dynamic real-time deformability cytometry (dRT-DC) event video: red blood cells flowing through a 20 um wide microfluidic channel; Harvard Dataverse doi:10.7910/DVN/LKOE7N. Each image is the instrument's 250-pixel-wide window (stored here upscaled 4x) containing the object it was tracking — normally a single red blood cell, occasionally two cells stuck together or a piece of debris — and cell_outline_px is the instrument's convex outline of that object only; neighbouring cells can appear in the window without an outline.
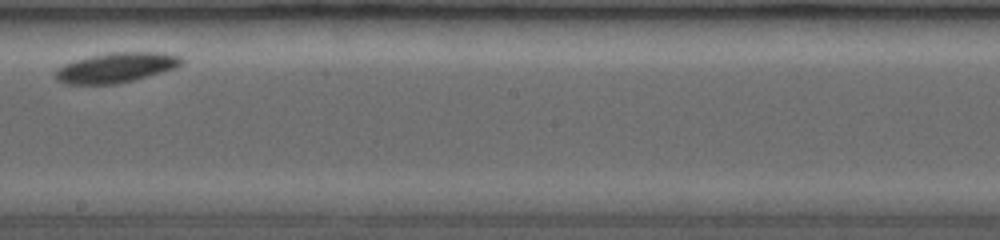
{"species": "common noctule bat (a hibernating species)", "species_latin": "Nyctalus noctula", "temperature_condition": "room temperature", "stored_images_in_passage": 24, "camera_frame_rate_fps": 3500, "um_per_image_px": 0.085, "animal": {"sex": "female", "body_mass_g": 19.0, "forearm_length_mm": 53.3}, "frame": {"image": 1, "passage_image": 11, "time_ms": 4.857, "image_size_px": [1000, 240], "cell_outline_px": [[184, 60], [176, 68], [164, 72], [116, 84], [68, 84], [56, 80], [56, 72], [64, 64], [76, 60], [108, 52], [164, 52], [180, 56]], "centroid_in_image_um": [9.92, 5.74], "position_along_channel_um": 238.3, "area_um2": 21.85}}
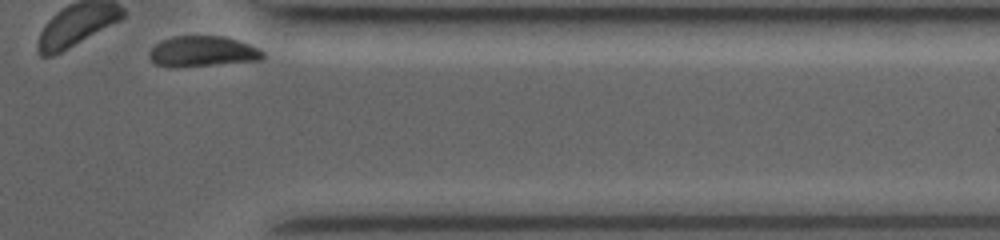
{"frame": {"image": 2, "passage_image": 24, "time_ms": 9.143, "image_size_px": [1000, 240], "cell_outline_px": [[264, 56], [260, 60], [208, 64], [156, 64], [152, 60], [148, 52], [160, 40], [172, 36], [224, 36], [248, 44], [264, 52]], "centroid_in_image_um": [17.23, 4.31], "position_along_channel_um": 394.2, "area_um2": 19.13}}